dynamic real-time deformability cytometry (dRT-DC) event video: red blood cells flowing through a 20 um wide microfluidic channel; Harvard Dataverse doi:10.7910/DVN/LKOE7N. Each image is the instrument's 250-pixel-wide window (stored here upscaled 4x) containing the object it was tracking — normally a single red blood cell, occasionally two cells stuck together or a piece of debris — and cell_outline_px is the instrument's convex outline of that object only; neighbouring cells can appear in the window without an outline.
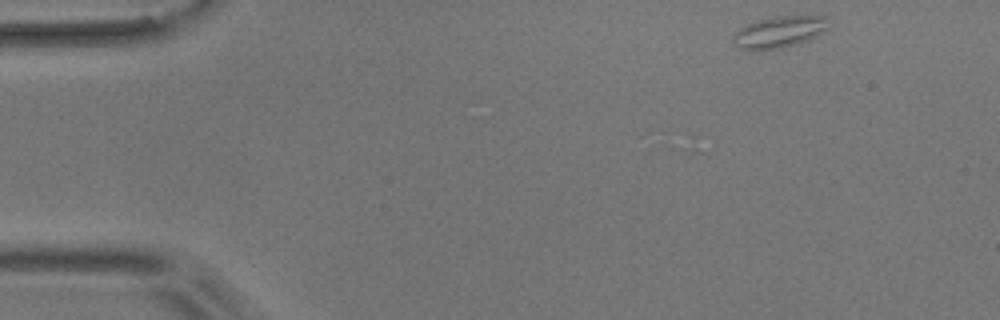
{"species": "common noctule bat (a hibernating species)", "species_latin": "Nyctalus noctula", "temperature_condition": "room temperature", "stored_images_in_passage": 3, "camera_frame_rate_fps": 3000, "um_per_image_px": 0.085, "animal": {"sex": "male", "body_mass_g": 17.9}, "frame": {"image": 1, "passage_image": 1, "time_ms": 0.0, "image_size_px": [1000, 320], "cell_outline_px": [[828, 28], [816, 36], [808, 40], [780, 48], [760, 52], [748, 52], [732, 44], [732, 36], [740, 28], [748, 24], [760, 20], [776, 16], [820, 16]], "centroid_in_image_um": [66.1, 2.78], "position_along_channel_um": 18.9, "area_um2": 17.46}}